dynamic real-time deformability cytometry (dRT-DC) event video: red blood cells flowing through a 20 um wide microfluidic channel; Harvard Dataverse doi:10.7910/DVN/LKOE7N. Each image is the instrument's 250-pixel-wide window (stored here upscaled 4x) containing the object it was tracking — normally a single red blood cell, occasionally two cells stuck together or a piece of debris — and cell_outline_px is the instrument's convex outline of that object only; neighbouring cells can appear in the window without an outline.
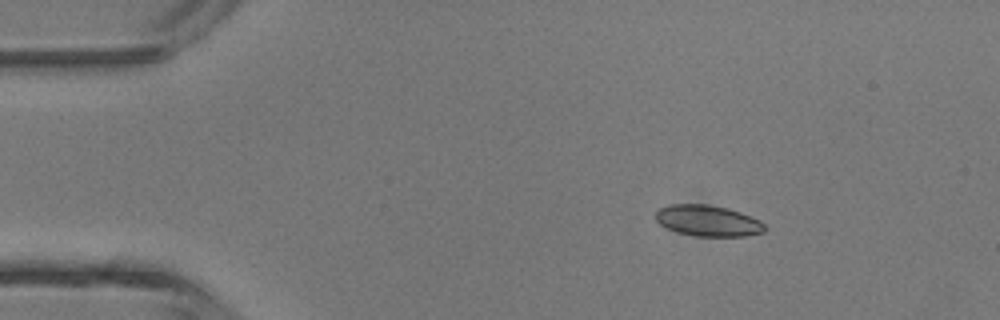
{"species": "common noctule bat (a hibernating species)", "species_latin": "Nyctalus noctula", "temperature_condition": "room temperature", "stored_images_in_passage": 4, "camera_frame_rate_fps": 3000, "um_per_image_px": 0.085, "animal": {"sex": "male", "body_mass_g": 13.3}, "frame": {"image": 1, "passage_image": 1, "time_ms": 0.0, "image_size_px": [1000, 320], "cell_outline_px": [[768, 228], [764, 232], [744, 236], [696, 236], [680, 232], [668, 228], [660, 224], [656, 220], [656, 212], [660, 208], [672, 204], [704, 204], [728, 208], [740, 212], [760, 220]], "centroid_in_image_um": [60.21, 18.76], "position_along_channel_um": 24.8, "area_um2": 19.59}}
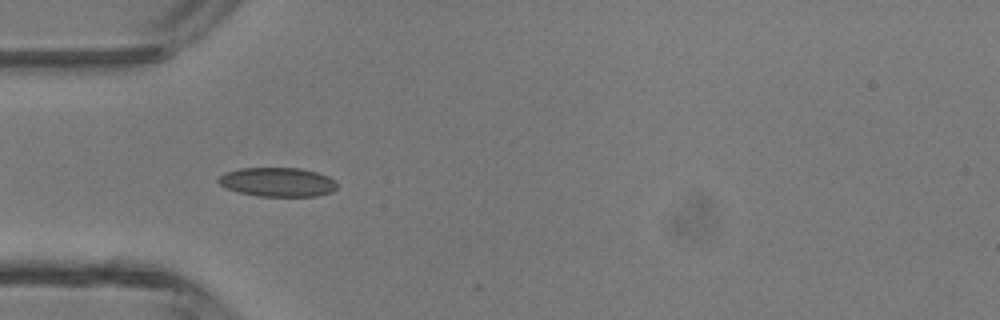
{"frame": {"image": 2, "passage_image": 3, "time_ms": 2.333, "image_size_px": [1000, 320], "cell_outline_px": [[336, 188], [332, 192], [316, 196], [256, 196], [240, 192], [228, 188], [220, 184], [216, 180], [224, 172], [240, 168], [300, 168], [316, 172], [328, 176], [336, 180]], "centroid_in_image_um": [23.6, 15.47], "position_along_channel_um": 61.4, "area_um2": 20.11}}
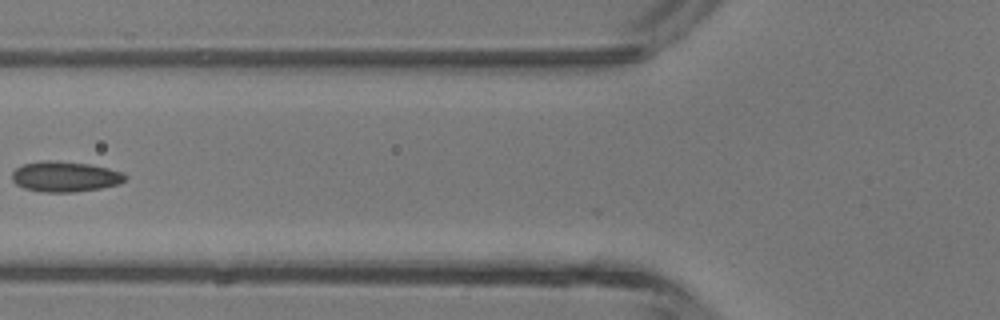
{"frame": {"image": 3, "passage_image": 4, "time_ms": 3.667, "image_size_px": [1000, 320], "cell_outline_px": [[128, 176], [124, 180], [116, 184], [100, 188], [72, 192], [44, 192], [24, 188], [16, 184], [12, 180], [12, 172], [20, 164], [40, 160], [56, 160], [88, 164], [108, 168], [124, 172]], "centroid_in_image_um": [5.49, 14.99], "position_along_channel_um": 120.3, "area_um2": 20.17}}